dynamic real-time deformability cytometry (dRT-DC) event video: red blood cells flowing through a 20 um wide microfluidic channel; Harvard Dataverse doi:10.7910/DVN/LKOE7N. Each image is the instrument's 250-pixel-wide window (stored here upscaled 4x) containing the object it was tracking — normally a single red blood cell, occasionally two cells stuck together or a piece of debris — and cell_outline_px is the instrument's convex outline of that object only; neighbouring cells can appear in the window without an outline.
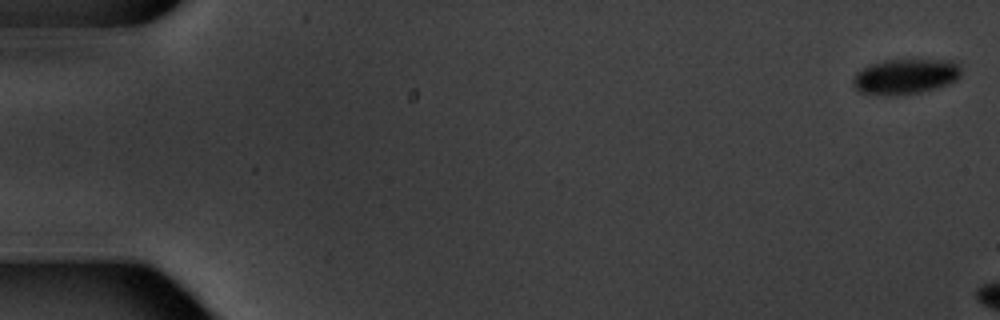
{"species": "common noctule bat (a hibernating species)", "species_latin": "Nyctalus noctula", "temperature_condition": "warm", "stored_images_in_passage": 3, "camera_frame_rate_fps": 3000, "um_per_image_px": 0.085, "animal": {"sex": "male", "body_mass_g": 20.1, "forearm_length_mm": 53.5}, "frame": {"image": 1, "passage_image": 1, "time_ms": 0.0, "image_size_px": [1000, 320], "cell_outline_px": [[960, 76], [956, 80], [948, 84], [936, 88], [920, 92], [896, 96], [884, 96], [860, 92], [852, 84], [852, 80], [856, 72], [868, 64], [884, 60], [952, 60], [960, 68]], "centroid_in_image_um": [76.91, 6.51], "position_along_channel_um": 8.1, "area_um2": 22.43}}